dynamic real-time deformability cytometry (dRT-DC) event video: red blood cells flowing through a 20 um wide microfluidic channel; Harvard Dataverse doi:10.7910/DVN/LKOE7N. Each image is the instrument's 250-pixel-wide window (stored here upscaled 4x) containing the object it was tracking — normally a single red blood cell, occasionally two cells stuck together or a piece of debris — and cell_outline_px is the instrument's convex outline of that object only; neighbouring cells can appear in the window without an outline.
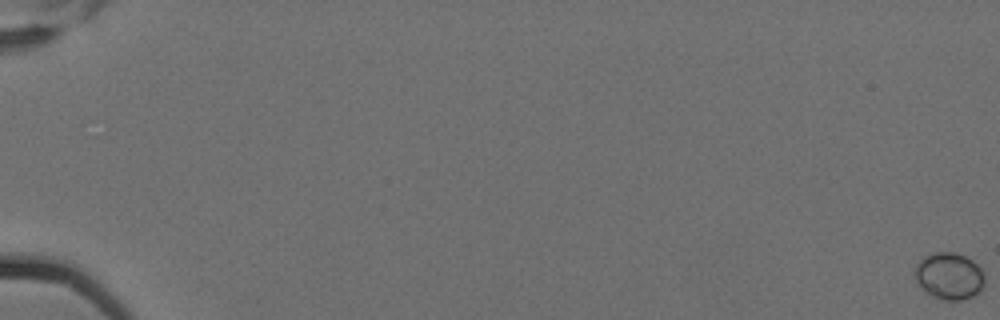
{"species": "Egyptian fruit bat (a non-hibernating species)", "species_latin": "Rousettus aegyptiacus", "temperature_condition": "cold", "stored_images_in_passage": 7, "camera_frame_rate_fps": 3000, "um_per_image_px": 0.085, "animal": {"sex": "female"}, "frame": {"image": 1, "passage_image": 1, "time_ms": 0.0, "image_size_px": [1000, 320], "cell_outline_px": [[984, 288], [976, 296], [964, 300], [944, 300], [932, 296], [924, 292], [916, 280], [916, 264], [924, 256], [936, 252], [952, 252], [964, 256], [972, 260], [984, 272]], "centroid_in_image_um": [80.71, 23.49], "position_along_channel_um": 4.3, "area_um2": 19.25}}
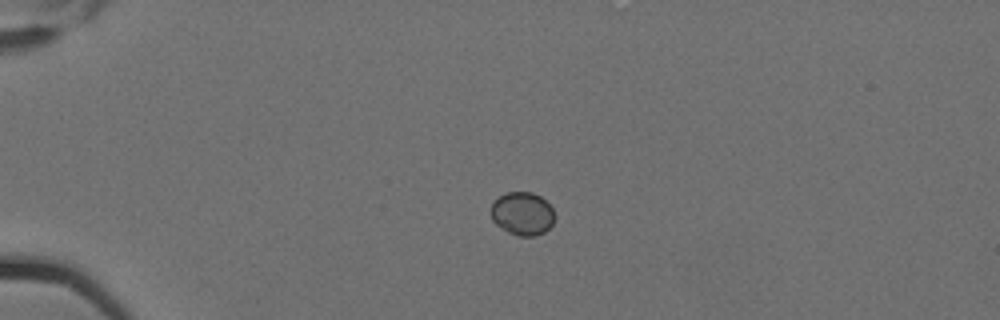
{"frame": {"image": 2, "passage_image": 6, "time_ms": 1.667, "image_size_px": [1000, 320], "cell_outline_px": [[552, 224], [544, 232], [536, 236], [516, 236], [500, 228], [492, 220], [492, 204], [504, 192], [532, 192], [540, 196], [552, 208]], "centroid_in_image_um": [44.38, 18.17], "position_along_channel_um": 40.6, "area_um2": 15.84}}